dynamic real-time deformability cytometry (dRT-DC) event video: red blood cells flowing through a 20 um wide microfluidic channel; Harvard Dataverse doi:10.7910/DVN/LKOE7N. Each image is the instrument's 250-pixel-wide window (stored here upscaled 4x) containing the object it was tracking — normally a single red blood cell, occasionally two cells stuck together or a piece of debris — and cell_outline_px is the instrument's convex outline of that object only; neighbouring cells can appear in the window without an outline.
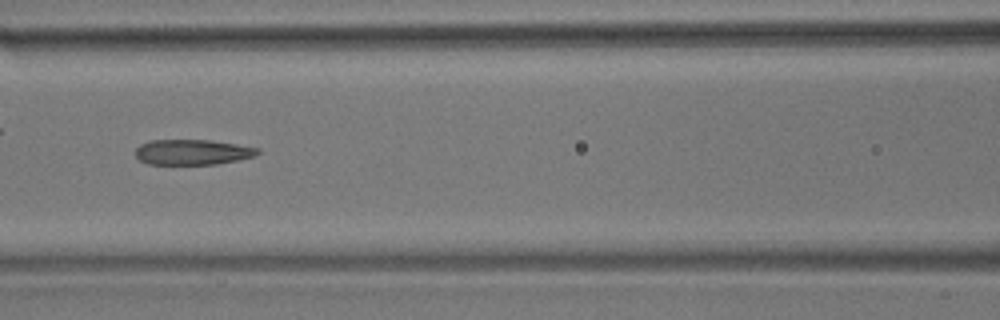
{"species": "common noctule bat (a hibernating species)", "species_latin": "Nyctalus noctula", "temperature_condition": "room temperature", "stored_images_in_passage": 55, "camera_frame_rate_fps": 3000, "um_per_image_px": 0.085, "animal": {"sex": "male", "body_mass_g": 17.9}, "frame": {"image": 1, "passage_image": 24, "time_ms": 7.667, "image_size_px": [1000, 320], "cell_outline_px": [[260, 152], [256, 156], [216, 164], [148, 164], [140, 160], [136, 156], [136, 148], [140, 144], [148, 140], [212, 140], [260, 148]], "centroid_in_image_um": [16.36, 12.92], "position_along_channel_um": 150.2, "area_um2": 18.09}, "authors_computed_cell_mechanics": {"area_um2": 19.3052, "velocity_mm_per_s": 3.6939, "shape_relaxation_time_tau1_ms": null, "shape_relaxation_time_tau2_ms": 3.7076, "deformation_change_tau1": null, "deformation_change_tau2": 0.1589}}